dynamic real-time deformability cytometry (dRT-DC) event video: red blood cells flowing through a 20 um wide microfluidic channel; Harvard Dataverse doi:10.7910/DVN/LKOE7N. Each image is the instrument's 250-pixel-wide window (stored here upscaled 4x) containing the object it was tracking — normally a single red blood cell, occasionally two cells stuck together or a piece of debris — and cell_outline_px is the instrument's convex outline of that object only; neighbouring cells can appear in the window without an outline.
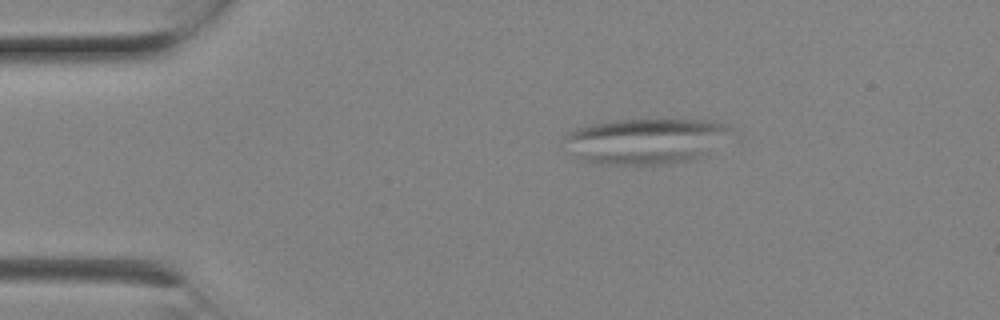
{"species": "Egyptian fruit bat (a non-hibernating species)", "species_latin": "Rousettus aegyptiacus", "temperature_condition": "room temperature", "stored_images_in_passage": 3, "camera_frame_rate_fps": 3000, "um_per_image_px": 0.085, "animal": {"sex": "female"}, "frame": {"image": 1, "passage_image": 1, "time_ms": 0.0, "image_size_px": [1000, 320], "cell_outline_px": [[732, 128], [704, 156], [692, 160], [672, 164], [600, 164], [584, 160], [564, 140], [564, 136], [568, 132], [576, 128], [588, 124], [616, 120], [716, 120], [728, 124]], "centroid_in_image_um": [54.91, 11.97], "position_along_channel_um": 30.1, "area_um2": 43.64}}